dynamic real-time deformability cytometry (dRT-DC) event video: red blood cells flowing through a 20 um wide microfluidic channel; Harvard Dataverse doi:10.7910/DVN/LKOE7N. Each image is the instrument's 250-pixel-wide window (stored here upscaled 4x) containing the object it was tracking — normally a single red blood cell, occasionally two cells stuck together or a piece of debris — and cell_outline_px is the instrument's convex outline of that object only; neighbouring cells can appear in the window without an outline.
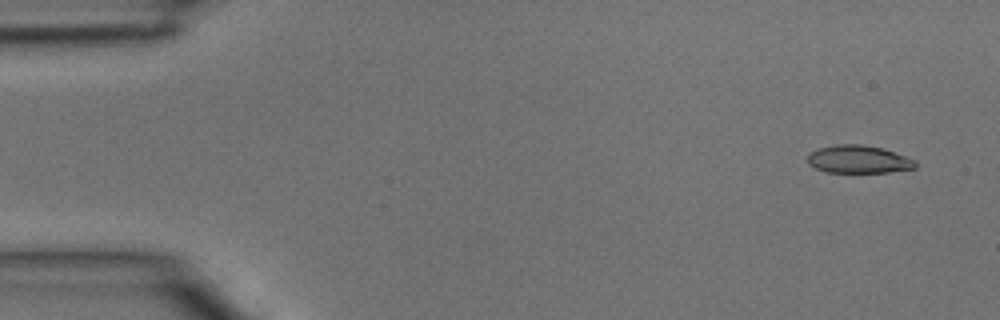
{"species": "common noctule bat (a hibernating species)", "species_latin": "Nyctalus noctula", "temperature_condition": "room temperature", "stored_images_in_passage": 4, "segment_of_instrument_passage": [1, 2], "camera_frame_rate_fps": 3000, "um_per_image_px": 0.085, "animal": {"sex": "male", "body_mass_g": 15.6}, "frame": {"image": 1, "passage_image": 1, "time_ms": 0.0, "image_size_px": [1000, 320], "cell_outline_px": [[916, 168], [888, 172], [824, 172], [808, 164], [808, 152], [816, 148], [836, 144], [860, 144], [880, 148], [916, 160]], "centroid_in_image_um": [72.91, 13.54], "position_along_channel_um": 12.1, "area_um2": 17.46}}